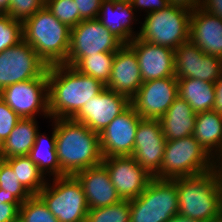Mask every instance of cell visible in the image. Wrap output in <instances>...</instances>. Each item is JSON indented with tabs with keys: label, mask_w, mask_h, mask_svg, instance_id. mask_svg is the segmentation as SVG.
Masks as SVG:
<instances>
[{
	"label": "cell",
	"mask_w": 222,
	"mask_h": 222,
	"mask_svg": "<svg viewBox=\"0 0 222 222\" xmlns=\"http://www.w3.org/2000/svg\"><path fill=\"white\" fill-rule=\"evenodd\" d=\"M201 8L222 19V0H202Z\"/></svg>",
	"instance_id": "cell-41"
},
{
	"label": "cell",
	"mask_w": 222,
	"mask_h": 222,
	"mask_svg": "<svg viewBox=\"0 0 222 222\" xmlns=\"http://www.w3.org/2000/svg\"><path fill=\"white\" fill-rule=\"evenodd\" d=\"M129 105L130 100L126 96L105 87L84 104L72 119L100 134Z\"/></svg>",
	"instance_id": "cell-17"
},
{
	"label": "cell",
	"mask_w": 222,
	"mask_h": 222,
	"mask_svg": "<svg viewBox=\"0 0 222 222\" xmlns=\"http://www.w3.org/2000/svg\"><path fill=\"white\" fill-rule=\"evenodd\" d=\"M178 97L176 77L143 82L130 104L141 118L160 119Z\"/></svg>",
	"instance_id": "cell-12"
},
{
	"label": "cell",
	"mask_w": 222,
	"mask_h": 222,
	"mask_svg": "<svg viewBox=\"0 0 222 222\" xmlns=\"http://www.w3.org/2000/svg\"><path fill=\"white\" fill-rule=\"evenodd\" d=\"M51 179L38 194L49 211L59 222H86L89 206L78 179L74 175Z\"/></svg>",
	"instance_id": "cell-7"
},
{
	"label": "cell",
	"mask_w": 222,
	"mask_h": 222,
	"mask_svg": "<svg viewBox=\"0 0 222 222\" xmlns=\"http://www.w3.org/2000/svg\"><path fill=\"white\" fill-rule=\"evenodd\" d=\"M175 77L215 83L222 72V59L204 53L190 40L174 50Z\"/></svg>",
	"instance_id": "cell-15"
},
{
	"label": "cell",
	"mask_w": 222,
	"mask_h": 222,
	"mask_svg": "<svg viewBox=\"0 0 222 222\" xmlns=\"http://www.w3.org/2000/svg\"><path fill=\"white\" fill-rule=\"evenodd\" d=\"M47 76L50 119L73 118L84 104L106 87L66 64L49 66Z\"/></svg>",
	"instance_id": "cell-1"
},
{
	"label": "cell",
	"mask_w": 222,
	"mask_h": 222,
	"mask_svg": "<svg viewBox=\"0 0 222 222\" xmlns=\"http://www.w3.org/2000/svg\"><path fill=\"white\" fill-rule=\"evenodd\" d=\"M109 1H114V2H128L129 0H109Z\"/></svg>",
	"instance_id": "cell-46"
},
{
	"label": "cell",
	"mask_w": 222,
	"mask_h": 222,
	"mask_svg": "<svg viewBox=\"0 0 222 222\" xmlns=\"http://www.w3.org/2000/svg\"><path fill=\"white\" fill-rule=\"evenodd\" d=\"M10 0H0V14H8Z\"/></svg>",
	"instance_id": "cell-45"
},
{
	"label": "cell",
	"mask_w": 222,
	"mask_h": 222,
	"mask_svg": "<svg viewBox=\"0 0 222 222\" xmlns=\"http://www.w3.org/2000/svg\"><path fill=\"white\" fill-rule=\"evenodd\" d=\"M213 222H222V217H220L219 219L213 221Z\"/></svg>",
	"instance_id": "cell-48"
},
{
	"label": "cell",
	"mask_w": 222,
	"mask_h": 222,
	"mask_svg": "<svg viewBox=\"0 0 222 222\" xmlns=\"http://www.w3.org/2000/svg\"><path fill=\"white\" fill-rule=\"evenodd\" d=\"M143 84L135 52L124 44L115 52L111 77L106 88L131 100Z\"/></svg>",
	"instance_id": "cell-19"
},
{
	"label": "cell",
	"mask_w": 222,
	"mask_h": 222,
	"mask_svg": "<svg viewBox=\"0 0 222 222\" xmlns=\"http://www.w3.org/2000/svg\"><path fill=\"white\" fill-rule=\"evenodd\" d=\"M136 54L143 82L175 77L174 50L134 38L127 44Z\"/></svg>",
	"instance_id": "cell-18"
},
{
	"label": "cell",
	"mask_w": 222,
	"mask_h": 222,
	"mask_svg": "<svg viewBox=\"0 0 222 222\" xmlns=\"http://www.w3.org/2000/svg\"><path fill=\"white\" fill-rule=\"evenodd\" d=\"M215 101L212 108L213 112L222 115V72L214 83Z\"/></svg>",
	"instance_id": "cell-40"
},
{
	"label": "cell",
	"mask_w": 222,
	"mask_h": 222,
	"mask_svg": "<svg viewBox=\"0 0 222 222\" xmlns=\"http://www.w3.org/2000/svg\"><path fill=\"white\" fill-rule=\"evenodd\" d=\"M45 6L59 21L69 28L75 27L82 21L74 0H48Z\"/></svg>",
	"instance_id": "cell-33"
},
{
	"label": "cell",
	"mask_w": 222,
	"mask_h": 222,
	"mask_svg": "<svg viewBox=\"0 0 222 222\" xmlns=\"http://www.w3.org/2000/svg\"><path fill=\"white\" fill-rule=\"evenodd\" d=\"M38 1L41 2L43 5H45L48 2V0H38Z\"/></svg>",
	"instance_id": "cell-47"
},
{
	"label": "cell",
	"mask_w": 222,
	"mask_h": 222,
	"mask_svg": "<svg viewBox=\"0 0 222 222\" xmlns=\"http://www.w3.org/2000/svg\"><path fill=\"white\" fill-rule=\"evenodd\" d=\"M70 29L43 5L23 22V39L48 67L65 64L70 47Z\"/></svg>",
	"instance_id": "cell-4"
},
{
	"label": "cell",
	"mask_w": 222,
	"mask_h": 222,
	"mask_svg": "<svg viewBox=\"0 0 222 222\" xmlns=\"http://www.w3.org/2000/svg\"><path fill=\"white\" fill-rule=\"evenodd\" d=\"M43 4L38 0H10L8 15L21 22L33 16Z\"/></svg>",
	"instance_id": "cell-35"
},
{
	"label": "cell",
	"mask_w": 222,
	"mask_h": 222,
	"mask_svg": "<svg viewBox=\"0 0 222 222\" xmlns=\"http://www.w3.org/2000/svg\"><path fill=\"white\" fill-rule=\"evenodd\" d=\"M0 98L20 117L50 119L47 71L39 78L21 81L3 88Z\"/></svg>",
	"instance_id": "cell-9"
},
{
	"label": "cell",
	"mask_w": 222,
	"mask_h": 222,
	"mask_svg": "<svg viewBox=\"0 0 222 222\" xmlns=\"http://www.w3.org/2000/svg\"><path fill=\"white\" fill-rule=\"evenodd\" d=\"M130 222H168L178 214V191L173 179L152 178L144 191L129 200Z\"/></svg>",
	"instance_id": "cell-8"
},
{
	"label": "cell",
	"mask_w": 222,
	"mask_h": 222,
	"mask_svg": "<svg viewBox=\"0 0 222 222\" xmlns=\"http://www.w3.org/2000/svg\"><path fill=\"white\" fill-rule=\"evenodd\" d=\"M56 153L66 175L102 163L99 133L72 118L55 119Z\"/></svg>",
	"instance_id": "cell-2"
},
{
	"label": "cell",
	"mask_w": 222,
	"mask_h": 222,
	"mask_svg": "<svg viewBox=\"0 0 222 222\" xmlns=\"http://www.w3.org/2000/svg\"><path fill=\"white\" fill-rule=\"evenodd\" d=\"M168 2L169 4L182 6L192 11L201 7L202 0H168Z\"/></svg>",
	"instance_id": "cell-43"
},
{
	"label": "cell",
	"mask_w": 222,
	"mask_h": 222,
	"mask_svg": "<svg viewBox=\"0 0 222 222\" xmlns=\"http://www.w3.org/2000/svg\"><path fill=\"white\" fill-rule=\"evenodd\" d=\"M49 122H52V135L47 137L46 133H40L39 130L36 133L35 143L28 156L38 166L43 175L51 179L65 176L66 174L60 169L56 153L55 119H50Z\"/></svg>",
	"instance_id": "cell-24"
},
{
	"label": "cell",
	"mask_w": 222,
	"mask_h": 222,
	"mask_svg": "<svg viewBox=\"0 0 222 222\" xmlns=\"http://www.w3.org/2000/svg\"><path fill=\"white\" fill-rule=\"evenodd\" d=\"M141 117L130 104L99 134L103 158L131 156Z\"/></svg>",
	"instance_id": "cell-16"
},
{
	"label": "cell",
	"mask_w": 222,
	"mask_h": 222,
	"mask_svg": "<svg viewBox=\"0 0 222 222\" xmlns=\"http://www.w3.org/2000/svg\"><path fill=\"white\" fill-rule=\"evenodd\" d=\"M115 52H103L90 56H83L72 67L78 72L91 76L104 85H107L111 77L112 64Z\"/></svg>",
	"instance_id": "cell-29"
},
{
	"label": "cell",
	"mask_w": 222,
	"mask_h": 222,
	"mask_svg": "<svg viewBox=\"0 0 222 222\" xmlns=\"http://www.w3.org/2000/svg\"><path fill=\"white\" fill-rule=\"evenodd\" d=\"M212 169V156L191 135L166 141L157 179H175L204 173Z\"/></svg>",
	"instance_id": "cell-6"
},
{
	"label": "cell",
	"mask_w": 222,
	"mask_h": 222,
	"mask_svg": "<svg viewBox=\"0 0 222 222\" xmlns=\"http://www.w3.org/2000/svg\"><path fill=\"white\" fill-rule=\"evenodd\" d=\"M212 170L217 183L222 187V148L212 157Z\"/></svg>",
	"instance_id": "cell-42"
},
{
	"label": "cell",
	"mask_w": 222,
	"mask_h": 222,
	"mask_svg": "<svg viewBox=\"0 0 222 222\" xmlns=\"http://www.w3.org/2000/svg\"><path fill=\"white\" fill-rule=\"evenodd\" d=\"M86 222H130L129 200L102 208L89 209Z\"/></svg>",
	"instance_id": "cell-30"
},
{
	"label": "cell",
	"mask_w": 222,
	"mask_h": 222,
	"mask_svg": "<svg viewBox=\"0 0 222 222\" xmlns=\"http://www.w3.org/2000/svg\"><path fill=\"white\" fill-rule=\"evenodd\" d=\"M13 169L17 181L31 194L38 195L46 185L48 178L43 175L38 166L27 156H16L4 159Z\"/></svg>",
	"instance_id": "cell-28"
},
{
	"label": "cell",
	"mask_w": 222,
	"mask_h": 222,
	"mask_svg": "<svg viewBox=\"0 0 222 222\" xmlns=\"http://www.w3.org/2000/svg\"><path fill=\"white\" fill-rule=\"evenodd\" d=\"M188 8L169 4L162 10L154 11L140 23L139 39L151 44L177 49L189 41L190 17Z\"/></svg>",
	"instance_id": "cell-5"
},
{
	"label": "cell",
	"mask_w": 222,
	"mask_h": 222,
	"mask_svg": "<svg viewBox=\"0 0 222 222\" xmlns=\"http://www.w3.org/2000/svg\"><path fill=\"white\" fill-rule=\"evenodd\" d=\"M74 176L83 188L89 209L110 206L122 200L110 180L106 167L102 163L78 171Z\"/></svg>",
	"instance_id": "cell-20"
},
{
	"label": "cell",
	"mask_w": 222,
	"mask_h": 222,
	"mask_svg": "<svg viewBox=\"0 0 222 222\" xmlns=\"http://www.w3.org/2000/svg\"><path fill=\"white\" fill-rule=\"evenodd\" d=\"M168 222H208L205 220H193L184 216H181L177 214L176 216H173Z\"/></svg>",
	"instance_id": "cell-44"
},
{
	"label": "cell",
	"mask_w": 222,
	"mask_h": 222,
	"mask_svg": "<svg viewBox=\"0 0 222 222\" xmlns=\"http://www.w3.org/2000/svg\"><path fill=\"white\" fill-rule=\"evenodd\" d=\"M166 139L159 119L141 118L132 157L152 177L160 170Z\"/></svg>",
	"instance_id": "cell-14"
},
{
	"label": "cell",
	"mask_w": 222,
	"mask_h": 222,
	"mask_svg": "<svg viewBox=\"0 0 222 222\" xmlns=\"http://www.w3.org/2000/svg\"><path fill=\"white\" fill-rule=\"evenodd\" d=\"M178 214L193 220L213 222L222 217V187L213 170L175 178Z\"/></svg>",
	"instance_id": "cell-3"
},
{
	"label": "cell",
	"mask_w": 222,
	"mask_h": 222,
	"mask_svg": "<svg viewBox=\"0 0 222 222\" xmlns=\"http://www.w3.org/2000/svg\"><path fill=\"white\" fill-rule=\"evenodd\" d=\"M189 40L204 53L222 59V19L201 7L192 10Z\"/></svg>",
	"instance_id": "cell-21"
},
{
	"label": "cell",
	"mask_w": 222,
	"mask_h": 222,
	"mask_svg": "<svg viewBox=\"0 0 222 222\" xmlns=\"http://www.w3.org/2000/svg\"><path fill=\"white\" fill-rule=\"evenodd\" d=\"M23 40V22L0 14V52L17 45Z\"/></svg>",
	"instance_id": "cell-32"
},
{
	"label": "cell",
	"mask_w": 222,
	"mask_h": 222,
	"mask_svg": "<svg viewBox=\"0 0 222 222\" xmlns=\"http://www.w3.org/2000/svg\"><path fill=\"white\" fill-rule=\"evenodd\" d=\"M81 20L98 18L102 0H74Z\"/></svg>",
	"instance_id": "cell-38"
},
{
	"label": "cell",
	"mask_w": 222,
	"mask_h": 222,
	"mask_svg": "<svg viewBox=\"0 0 222 222\" xmlns=\"http://www.w3.org/2000/svg\"><path fill=\"white\" fill-rule=\"evenodd\" d=\"M193 136L213 157L222 148V115L212 110L197 113Z\"/></svg>",
	"instance_id": "cell-27"
},
{
	"label": "cell",
	"mask_w": 222,
	"mask_h": 222,
	"mask_svg": "<svg viewBox=\"0 0 222 222\" xmlns=\"http://www.w3.org/2000/svg\"><path fill=\"white\" fill-rule=\"evenodd\" d=\"M47 69L48 65L23 39L0 52V91L14 83L39 78Z\"/></svg>",
	"instance_id": "cell-11"
},
{
	"label": "cell",
	"mask_w": 222,
	"mask_h": 222,
	"mask_svg": "<svg viewBox=\"0 0 222 222\" xmlns=\"http://www.w3.org/2000/svg\"><path fill=\"white\" fill-rule=\"evenodd\" d=\"M21 222H59L38 195H32L19 208Z\"/></svg>",
	"instance_id": "cell-31"
},
{
	"label": "cell",
	"mask_w": 222,
	"mask_h": 222,
	"mask_svg": "<svg viewBox=\"0 0 222 222\" xmlns=\"http://www.w3.org/2000/svg\"><path fill=\"white\" fill-rule=\"evenodd\" d=\"M159 120L166 141L176 140L193 135L196 113L178 96Z\"/></svg>",
	"instance_id": "cell-23"
},
{
	"label": "cell",
	"mask_w": 222,
	"mask_h": 222,
	"mask_svg": "<svg viewBox=\"0 0 222 222\" xmlns=\"http://www.w3.org/2000/svg\"><path fill=\"white\" fill-rule=\"evenodd\" d=\"M123 45L97 18L82 20L70 29V47L65 64L73 66L83 56L116 52Z\"/></svg>",
	"instance_id": "cell-10"
},
{
	"label": "cell",
	"mask_w": 222,
	"mask_h": 222,
	"mask_svg": "<svg viewBox=\"0 0 222 222\" xmlns=\"http://www.w3.org/2000/svg\"><path fill=\"white\" fill-rule=\"evenodd\" d=\"M21 202L14 196L0 189V222H15L19 219Z\"/></svg>",
	"instance_id": "cell-36"
},
{
	"label": "cell",
	"mask_w": 222,
	"mask_h": 222,
	"mask_svg": "<svg viewBox=\"0 0 222 222\" xmlns=\"http://www.w3.org/2000/svg\"><path fill=\"white\" fill-rule=\"evenodd\" d=\"M2 142L0 141V159H1Z\"/></svg>",
	"instance_id": "cell-49"
},
{
	"label": "cell",
	"mask_w": 222,
	"mask_h": 222,
	"mask_svg": "<svg viewBox=\"0 0 222 222\" xmlns=\"http://www.w3.org/2000/svg\"><path fill=\"white\" fill-rule=\"evenodd\" d=\"M38 131L36 118H21L2 143L1 159L29 155Z\"/></svg>",
	"instance_id": "cell-25"
},
{
	"label": "cell",
	"mask_w": 222,
	"mask_h": 222,
	"mask_svg": "<svg viewBox=\"0 0 222 222\" xmlns=\"http://www.w3.org/2000/svg\"><path fill=\"white\" fill-rule=\"evenodd\" d=\"M21 118L0 98V141L3 143Z\"/></svg>",
	"instance_id": "cell-37"
},
{
	"label": "cell",
	"mask_w": 222,
	"mask_h": 222,
	"mask_svg": "<svg viewBox=\"0 0 222 222\" xmlns=\"http://www.w3.org/2000/svg\"><path fill=\"white\" fill-rule=\"evenodd\" d=\"M135 13L137 12L129 1L102 0L97 19L124 44H128L139 35V30L134 31L132 27L134 24H139L136 23L138 19H136Z\"/></svg>",
	"instance_id": "cell-22"
},
{
	"label": "cell",
	"mask_w": 222,
	"mask_h": 222,
	"mask_svg": "<svg viewBox=\"0 0 222 222\" xmlns=\"http://www.w3.org/2000/svg\"><path fill=\"white\" fill-rule=\"evenodd\" d=\"M0 189H4L8 195H14L21 203L32 195L17 181V177L11 166L0 159Z\"/></svg>",
	"instance_id": "cell-34"
},
{
	"label": "cell",
	"mask_w": 222,
	"mask_h": 222,
	"mask_svg": "<svg viewBox=\"0 0 222 222\" xmlns=\"http://www.w3.org/2000/svg\"><path fill=\"white\" fill-rule=\"evenodd\" d=\"M129 2L136 12L137 10L138 12L143 10L146 14L162 10L169 5L168 0H129Z\"/></svg>",
	"instance_id": "cell-39"
},
{
	"label": "cell",
	"mask_w": 222,
	"mask_h": 222,
	"mask_svg": "<svg viewBox=\"0 0 222 222\" xmlns=\"http://www.w3.org/2000/svg\"><path fill=\"white\" fill-rule=\"evenodd\" d=\"M178 96L186 100L194 113L211 111L215 101L214 83L195 78L177 79Z\"/></svg>",
	"instance_id": "cell-26"
},
{
	"label": "cell",
	"mask_w": 222,
	"mask_h": 222,
	"mask_svg": "<svg viewBox=\"0 0 222 222\" xmlns=\"http://www.w3.org/2000/svg\"><path fill=\"white\" fill-rule=\"evenodd\" d=\"M102 164L122 200L137 198L153 178L132 156L105 157Z\"/></svg>",
	"instance_id": "cell-13"
}]
</instances>
